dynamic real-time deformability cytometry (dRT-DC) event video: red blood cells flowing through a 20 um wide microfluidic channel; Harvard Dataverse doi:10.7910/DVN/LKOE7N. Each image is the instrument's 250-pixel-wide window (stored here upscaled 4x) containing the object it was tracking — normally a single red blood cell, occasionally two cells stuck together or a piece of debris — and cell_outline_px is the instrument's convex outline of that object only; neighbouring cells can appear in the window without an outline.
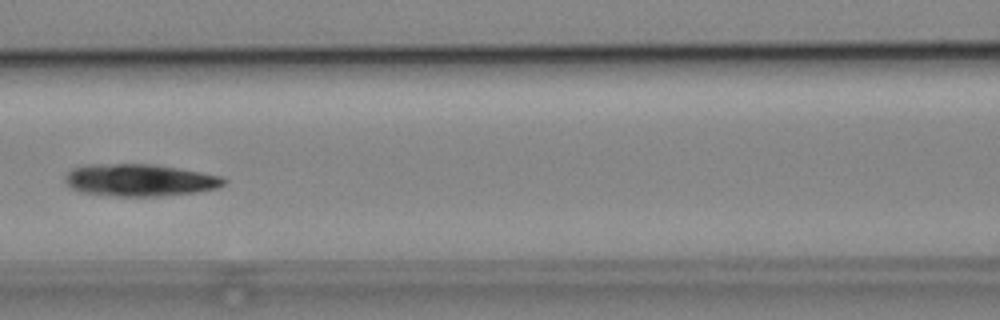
{"species": "common noctule bat (a hibernating species)", "species_latin": "Nyctalus noctula", "temperature_condition": "cold", "stored_images_in_passage": 7, "camera_frame_rate_fps": 3000, "um_per_image_px": 0.085, "animal": {"sex": "male", "body_mass_g": 19.2, "forearm_length_mm": 51.8}, "frame": {"image": 1, "passage_image": 6, "time_ms": 6.667, "image_size_px": [1000, 320], "cell_outline_px": [[228, 180], [224, 184], [216, 188], [196, 192], [160, 196], [116, 196], [80, 192], [72, 188], [64, 180], [64, 176], [72, 168], [88, 164], [152, 164], [200, 172], [220, 176]], "centroid_in_image_um": [11.84, 15.31], "position_along_channel_um": 154.8, "area_um2": 29.65}}
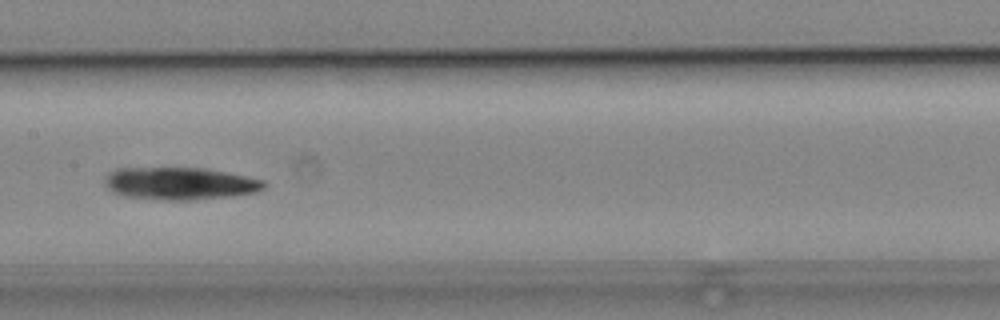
{"frame": {"image": 2, "passage_image": 7, "time_ms": 7.667, "image_size_px": [1000, 320], "cell_outline_px": [[268, 184], [264, 188], [256, 192], [232, 196], [192, 200], [168, 200], [124, 196], [112, 192], [104, 184], [104, 176], [116, 168], [204, 168], [264, 180]], "centroid_in_image_um": [15.27, 15.6], "position_along_channel_um": 192.1, "area_um2": 30.11}}